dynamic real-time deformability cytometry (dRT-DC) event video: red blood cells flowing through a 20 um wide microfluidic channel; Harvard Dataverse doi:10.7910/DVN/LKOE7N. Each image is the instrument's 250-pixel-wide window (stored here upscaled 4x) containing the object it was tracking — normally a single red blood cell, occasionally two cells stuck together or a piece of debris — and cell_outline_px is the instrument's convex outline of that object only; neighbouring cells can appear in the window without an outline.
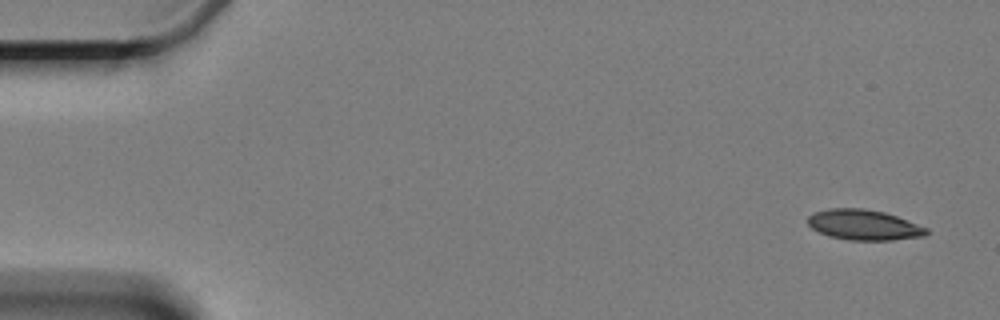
{"species": "Egyptian fruit bat (a non-hibernating species)", "species_latin": "Rousettus aegyptiacus", "temperature_condition": "cold", "stored_images_in_passage": 5, "camera_frame_rate_fps": 3000, "um_per_image_px": 0.085, "animal": {"sex": "female"}, "frame": {"image": 1, "passage_image": 1, "time_ms": 0.0, "image_size_px": [1000, 320], "cell_outline_px": [[928, 232], [924, 236], [892, 240], [848, 240], [828, 236], [812, 228], [808, 224], [808, 216], [812, 212], [828, 208], [864, 208], [884, 212], [896, 216], [928, 228]], "centroid_in_image_um": [73.4, 19.11], "position_along_channel_um": 11.6, "area_um2": 21.04}}
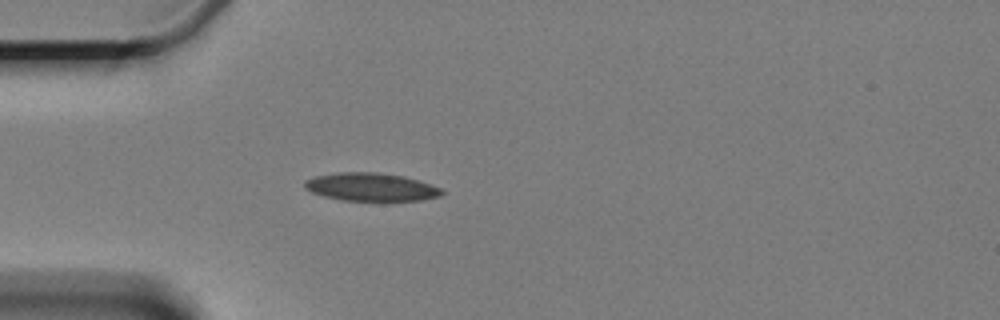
{"frame": {"image": 2, "passage_image": 5, "time_ms": 4.667, "image_size_px": [1000, 320], "cell_outline_px": [[444, 192], [440, 196], [420, 200], [344, 200], [324, 196], [312, 192], [304, 188], [304, 180], [316, 176], [340, 172], [376, 172], [404, 176], [440, 188]], "centroid_in_image_um": [31.5, 15.89], "position_along_channel_um": 53.5, "area_um2": 22.08}}